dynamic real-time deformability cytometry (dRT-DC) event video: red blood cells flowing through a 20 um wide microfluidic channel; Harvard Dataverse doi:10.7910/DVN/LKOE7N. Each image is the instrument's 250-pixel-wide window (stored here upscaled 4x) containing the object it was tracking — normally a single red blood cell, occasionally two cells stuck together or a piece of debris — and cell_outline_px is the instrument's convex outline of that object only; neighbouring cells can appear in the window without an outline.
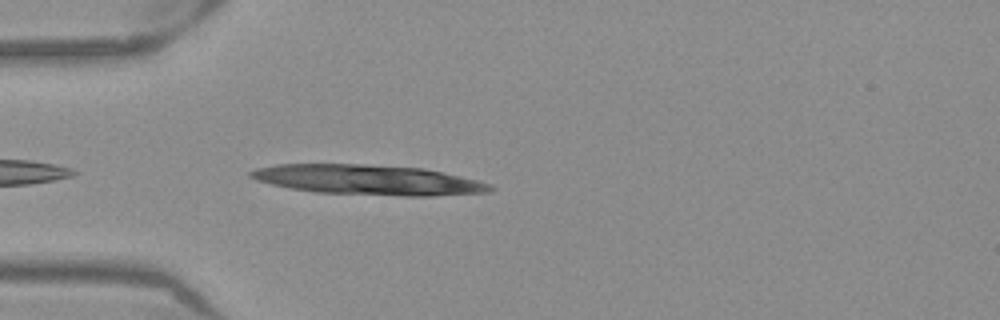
{"species": "Egyptian fruit bat (a non-hibernating species)", "species_latin": "Rousettus aegyptiacus", "temperature_condition": "warm", "stored_images_in_passage": 2, "camera_frame_rate_fps": 3000, "um_per_image_px": 0.085, "frame": {"image": 1, "passage_image": 2, "time_ms": 0.333, "image_size_px": [1000, 320], "cell_outline_px": [[440, 192], [384, 192], [356, 188], [348, 168], [380, 168], [440, 188]], "centroid_in_image_um": [32.95, 15.43], "position_along_channel_um": 52.1, "area_um2": 10.4}}